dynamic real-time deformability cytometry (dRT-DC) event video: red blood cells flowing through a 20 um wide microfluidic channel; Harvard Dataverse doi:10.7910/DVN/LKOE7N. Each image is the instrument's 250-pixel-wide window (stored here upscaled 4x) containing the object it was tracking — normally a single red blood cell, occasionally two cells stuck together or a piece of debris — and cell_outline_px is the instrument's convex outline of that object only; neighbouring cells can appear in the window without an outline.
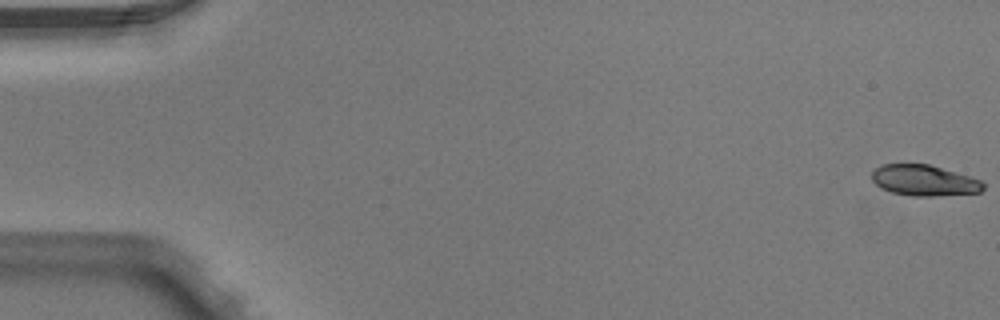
{"species": "Egyptian fruit bat (a non-hibernating species)", "species_latin": "Rousettus aegyptiacus", "temperature_condition": "warm", "stored_images_in_passage": 6, "camera_frame_rate_fps": 3000, "um_per_image_px": 0.085, "animal": {"sex": "male"}, "frame": {"image": 1, "passage_image": 1, "time_ms": 0.0, "image_size_px": [1000, 320], "cell_outline_px": [[984, 188], [980, 192], [936, 196], [912, 196], [892, 192], [880, 188], [872, 180], [872, 172], [880, 164], [928, 164], [968, 176], [980, 180], [984, 184]], "centroid_in_image_um": [78.52, 15.34], "position_along_channel_um": 6.5, "area_um2": 19.88}}
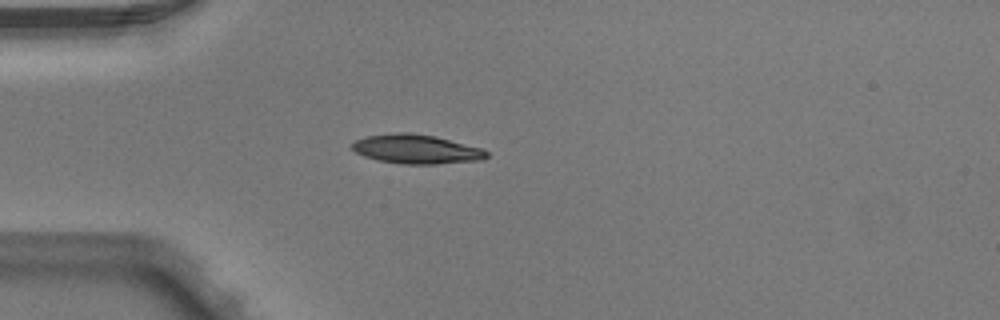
{"frame": {"image": 2, "passage_image": 5, "time_ms": 1.333, "image_size_px": [1000, 320], "cell_outline_px": [[488, 156], [484, 160], [436, 164], [404, 164], [380, 160], [364, 156], [356, 152], [352, 148], [352, 144], [356, 140], [364, 136], [396, 132], [412, 132], [436, 136], [484, 148], [488, 152]], "centroid_in_image_um": [35.44, 12.66], "position_along_channel_um": 49.6, "area_um2": 23.12}}